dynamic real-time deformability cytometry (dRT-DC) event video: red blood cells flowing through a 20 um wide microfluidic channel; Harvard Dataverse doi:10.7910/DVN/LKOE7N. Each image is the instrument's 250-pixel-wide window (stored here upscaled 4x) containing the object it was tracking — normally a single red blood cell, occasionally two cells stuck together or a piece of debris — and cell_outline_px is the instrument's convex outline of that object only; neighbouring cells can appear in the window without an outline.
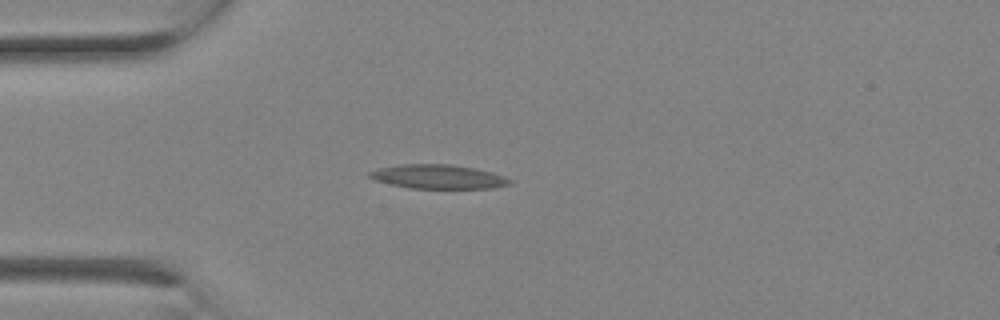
{"species": "Egyptian fruit bat (a non-hibernating species)", "species_latin": "Rousettus aegyptiacus", "temperature_condition": "room temperature", "stored_images_in_passage": 2, "camera_frame_rate_fps": 3000, "um_per_image_px": 0.085, "animal": {"sex": "female"}, "frame": {"image": 1, "passage_image": 2, "time_ms": 0.333, "image_size_px": [1000, 320], "cell_outline_px": [[512, 184], [492, 188], [412, 188], [392, 184], [376, 180], [368, 176], [368, 172], [380, 168], [400, 164], [452, 164], [476, 168], [492, 172], [504, 176], [512, 180]], "centroid_in_image_um": [37.29, 15.01], "position_along_channel_um": 47.7, "area_um2": 19.59}}